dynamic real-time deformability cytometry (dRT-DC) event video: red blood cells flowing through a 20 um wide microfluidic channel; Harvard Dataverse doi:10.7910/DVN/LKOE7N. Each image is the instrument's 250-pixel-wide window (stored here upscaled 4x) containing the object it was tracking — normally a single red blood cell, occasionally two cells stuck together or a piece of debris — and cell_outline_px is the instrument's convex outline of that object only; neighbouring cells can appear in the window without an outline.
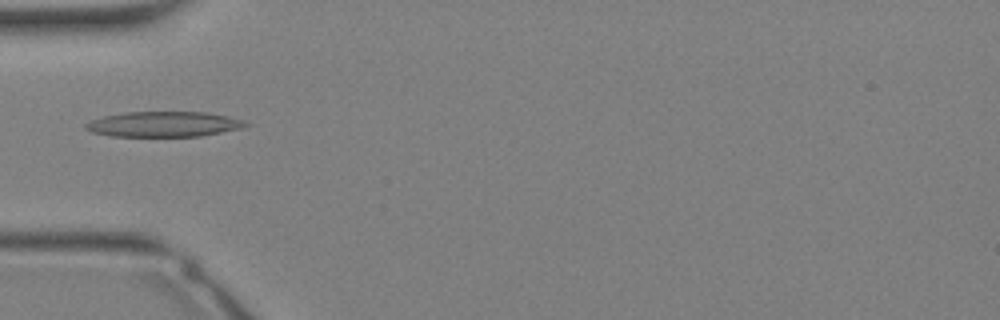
{"species": "Egyptian fruit bat (a non-hibernating species)", "species_latin": "Rousettus aegyptiacus", "temperature_condition": "warm", "stored_images_in_passage": 23, "camera_frame_rate_fps": 3000, "um_per_image_px": 0.085, "animal": {"sex": "female"}, "frame": {"image": 1, "passage_image": 1, "time_ms": 0.0, "image_size_px": [1000, 320], "cell_outline_px": [[252, 124], [244, 128], [200, 136], [112, 136], [92, 132], [84, 128], [84, 124], [92, 120], [104, 116], [124, 112], [208, 112], [228, 116], [244, 120]], "centroid_in_image_um": [13.97, 10.55], "position_along_channel_um": 71.0, "area_um2": 23.7}}
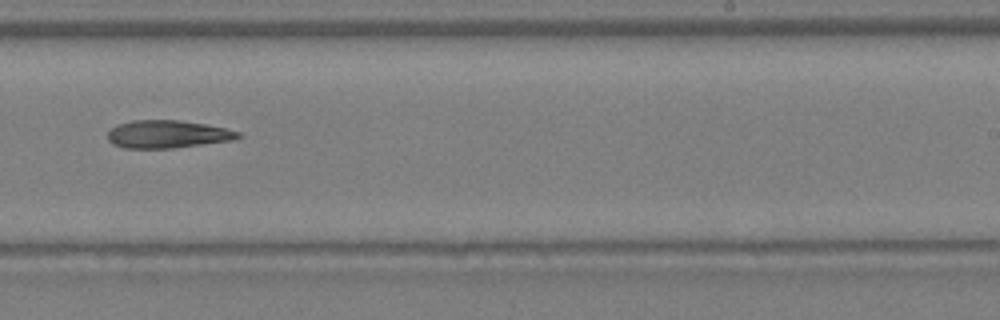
{"frame": {"image": 2, "passage_image": 11, "time_ms": 3.333, "image_size_px": [1000, 320], "cell_outline_px": [[244, 136], [232, 140], [172, 148], [124, 148], [112, 144], [108, 140], [108, 132], [116, 124], [132, 120], [180, 120], [204, 124], [224, 128], [240, 132]], "centroid_in_image_um": [14.21, 11.4], "position_along_channel_um": 274.8, "area_um2": 21.1}}
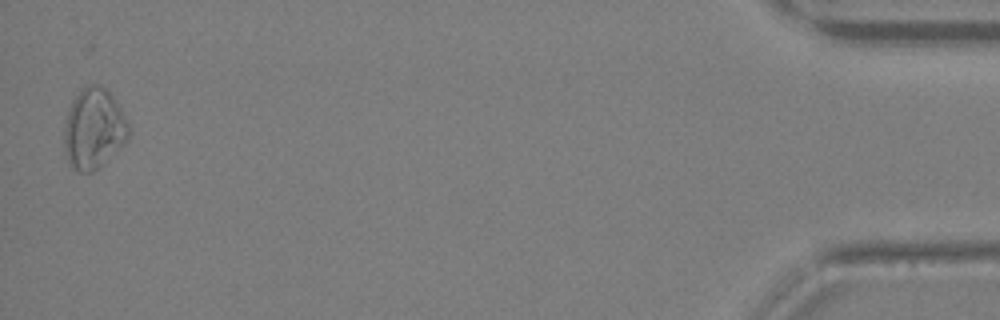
{"frame": {"image": 3, "passage_image": 23, "time_ms": 7.333, "image_size_px": [1000, 320], "cell_outline_px": [[132, 132], [124, 144], [92, 172], [80, 172], [72, 168], [68, 160], [64, 148], [64, 124], [72, 100], [88, 84], [100, 84], [116, 100]], "centroid_in_image_um": [7.97, 10.94], "position_along_channel_um": 427.2, "area_um2": 30.0}}